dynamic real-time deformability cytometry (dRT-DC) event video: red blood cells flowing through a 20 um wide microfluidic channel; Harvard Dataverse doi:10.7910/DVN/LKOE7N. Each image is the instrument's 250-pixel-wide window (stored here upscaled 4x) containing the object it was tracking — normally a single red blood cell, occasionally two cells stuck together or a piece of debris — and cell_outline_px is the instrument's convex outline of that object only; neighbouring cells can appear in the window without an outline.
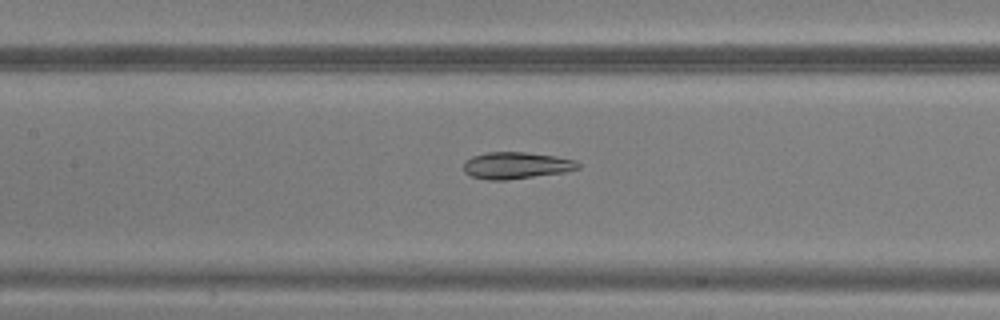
{"species": "common noctule bat (a hibernating species)", "species_latin": "Nyctalus noctula", "temperature_condition": "warm", "stored_images_in_passage": 49, "camera_frame_rate_fps": 3000, "um_per_image_px": 0.085, "animal": {"sex": "male", "body_mass_g": 20.5, "forearm_length_mm": 52.5}, "frame": {"image": 1, "passage_image": 23, "time_ms": 7.333, "image_size_px": [1000, 320], "cell_outline_px": [[580, 168], [564, 172], [504, 180], [488, 180], [472, 176], [464, 172], [464, 160], [472, 156], [488, 152], [524, 152], [552, 156], [576, 160], [580, 164]], "centroid_in_image_um": [43.85, 14.06], "position_along_channel_um": 163.5, "area_um2": 17.69}}
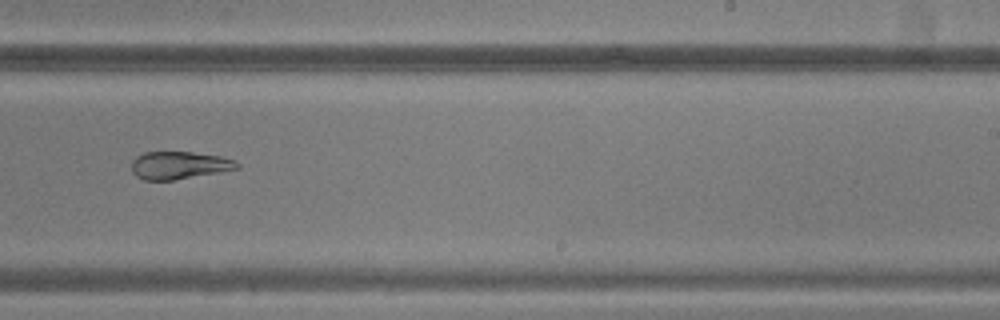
{"frame": {"image": 2, "passage_image": 31, "time_ms": 10.0, "image_size_px": [1000, 320], "cell_outline_px": [[240, 168], [220, 172], [172, 180], [144, 180], [136, 176], [132, 172], [132, 160], [136, 156], [144, 152], [192, 152], [220, 156], [236, 160], [240, 164]], "centroid_in_image_um": [15.24, 14.04], "position_along_channel_um": 273.8, "area_um2": 17.05}}
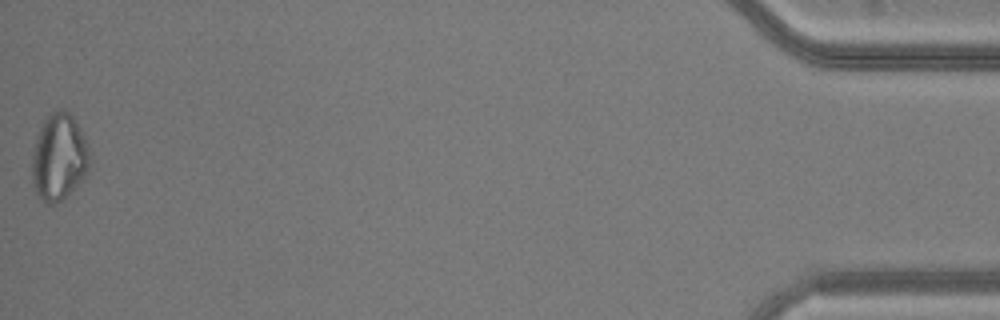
{"frame": {"image": 3, "passage_image": 49, "time_ms": 16.0, "image_size_px": [1000, 320], "cell_outline_px": [[92, 160], [88, 172], [60, 200], [52, 204], [48, 204], [36, 192], [32, 184], [32, 156], [36, 136], [44, 120], [48, 116], [64, 108], [72, 116], [88, 148]], "centroid_in_image_um": [5.0, 13.36], "position_along_channel_um": 430.2, "area_um2": 28.44}}